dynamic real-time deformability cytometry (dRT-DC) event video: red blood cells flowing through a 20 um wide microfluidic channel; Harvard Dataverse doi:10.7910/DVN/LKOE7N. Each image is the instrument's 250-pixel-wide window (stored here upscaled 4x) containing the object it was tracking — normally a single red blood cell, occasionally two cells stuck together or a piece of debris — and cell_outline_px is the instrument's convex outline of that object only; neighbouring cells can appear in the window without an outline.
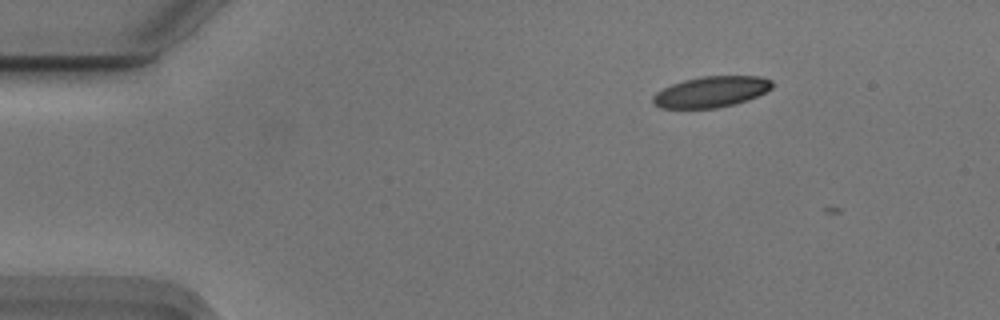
{"species": "Egyptian fruit bat (a non-hibernating species)", "species_latin": "Rousettus aegyptiacus", "temperature_condition": "cold", "stored_images_in_passage": 2, "camera_frame_rate_fps": 3000, "um_per_image_px": 0.085, "animal": {"sex": "male"}, "frame": {"image": 1, "passage_image": 1, "time_ms": 0.0, "image_size_px": [1000, 320], "cell_outline_px": [[772, 88], [748, 100], [736, 104], [716, 108], [660, 108], [652, 104], [652, 96], [656, 92], [672, 84], [684, 80], [700, 76], [760, 76], [772, 80]], "centroid_in_image_um": [60.43, 7.81], "position_along_channel_um": 24.6, "area_um2": 21.56}}